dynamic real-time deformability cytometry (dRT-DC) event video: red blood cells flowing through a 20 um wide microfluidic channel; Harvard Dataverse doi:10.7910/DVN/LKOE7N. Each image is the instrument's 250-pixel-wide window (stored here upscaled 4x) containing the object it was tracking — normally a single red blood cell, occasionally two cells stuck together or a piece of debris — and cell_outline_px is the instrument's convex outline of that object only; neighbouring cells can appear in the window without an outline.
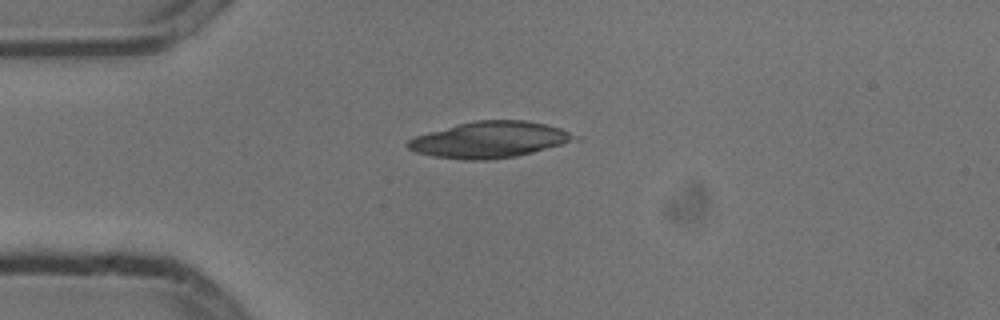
{"species": "common noctule bat (a hibernating species)", "species_latin": "Nyctalus noctula", "temperature_condition": "cold", "stored_images_in_passage": 3, "camera_frame_rate_fps": 3000, "um_per_image_px": 0.085, "animal": {"sex": "male", "body_mass_g": 13.3}, "frame": {"image": 1, "passage_image": 1, "time_ms": 0.0, "image_size_px": [1000, 320], "cell_outline_px": [[584, 140], [516, 156], [488, 160], [464, 160], [432, 156], [416, 152], [408, 148], [404, 144], [408, 140], [416, 136], [428, 132], [476, 120], [524, 120], [544, 124], [560, 128], [584, 136]], "centroid_in_image_um": [41.73, 11.88], "position_along_channel_um": 43.3, "area_um2": 35.55}}